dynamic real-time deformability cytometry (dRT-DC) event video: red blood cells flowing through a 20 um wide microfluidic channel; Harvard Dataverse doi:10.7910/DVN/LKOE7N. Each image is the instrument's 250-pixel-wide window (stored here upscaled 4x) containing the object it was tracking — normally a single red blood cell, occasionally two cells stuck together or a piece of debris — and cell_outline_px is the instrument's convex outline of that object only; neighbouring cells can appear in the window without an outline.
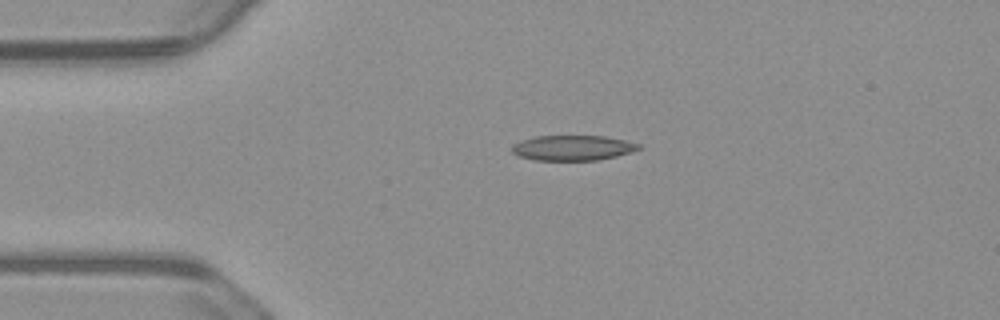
{"species": "common noctule bat (a hibernating species)", "species_latin": "Nyctalus noctula", "temperature_condition": "warm", "stored_images_in_passage": 27, "camera_frame_rate_fps": 3000, "um_per_image_px": 0.085, "animal": {"sex": "male", "body_mass_g": 23.1, "forearm_length_mm": 52.7}, "frame": {"image": 1, "passage_image": 1, "time_ms": 0.0, "image_size_px": [1000, 320], "cell_outline_px": [[640, 148], [616, 156], [596, 160], [532, 160], [516, 156], [512, 152], [512, 144], [520, 140], [536, 136], [604, 136], [624, 140], [640, 144]], "centroid_in_image_um": [48.59, 12.57], "position_along_channel_um": 36.4, "area_um2": 18.55}}
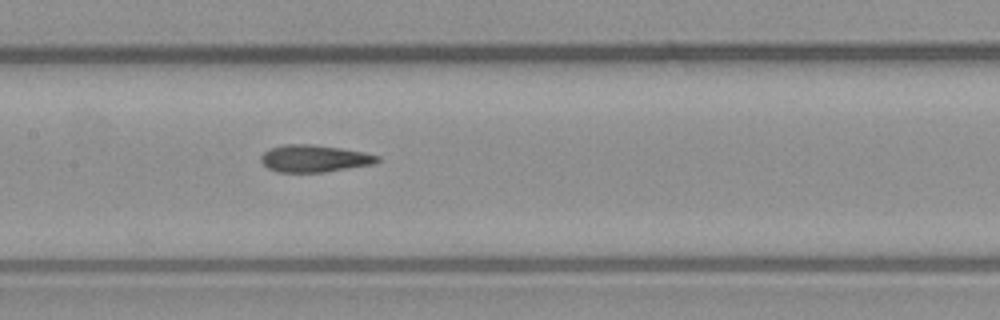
{"frame": {"image": 2, "passage_image": 15, "time_ms": 4.667, "image_size_px": [1000, 320], "cell_outline_px": [[380, 160], [376, 164], [324, 172], [280, 172], [268, 168], [260, 160], [260, 156], [264, 152], [272, 148], [284, 144], [312, 144], [340, 148], [364, 152], [380, 156]], "centroid_in_image_um": [26.75, 13.47], "position_along_channel_um": 180.6, "area_um2": 18.44}}
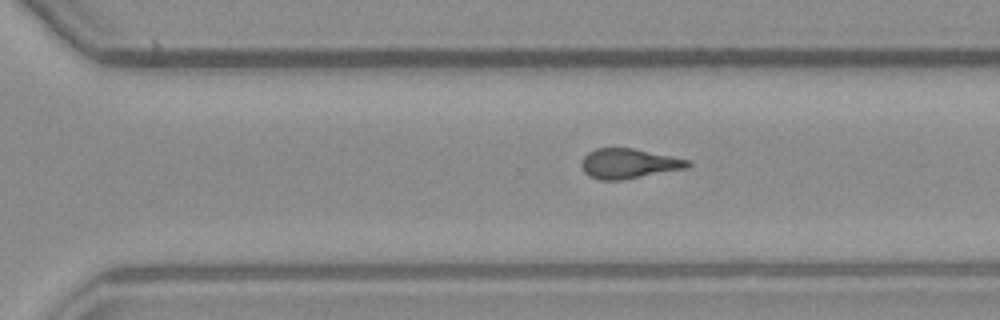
{"frame": {"image": 3, "passage_image": 26, "time_ms": 8.333, "image_size_px": [1000, 320], "cell_outline_px": [[692, 164], [688, 168], [624, 180], [600, 180], [588, 176], [584, 172], [580, 164], [584, 156], [588, 152], [596, 148], [632, 148], [672, 156], [688, 160]], "centroid_in_image_um": [53.43, 13.91], "position_along_channel_um": 317.2, "area_um2": 18.67}}